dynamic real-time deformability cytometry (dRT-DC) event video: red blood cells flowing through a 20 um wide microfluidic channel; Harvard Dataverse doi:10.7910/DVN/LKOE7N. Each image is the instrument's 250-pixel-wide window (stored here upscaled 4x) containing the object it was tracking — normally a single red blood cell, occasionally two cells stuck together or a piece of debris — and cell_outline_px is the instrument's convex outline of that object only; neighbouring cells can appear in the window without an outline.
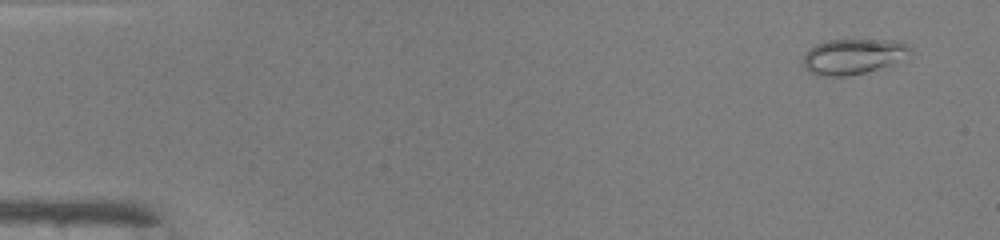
{"species": "common noctule bat (a hibernating species)", "species_latin": "Nyctalus noctula", "temperature_condition": "warm", "stored_images_in_passage": 3, "camera_frame_rate_fps": 3000, "um_per_image_px": 0.085, "animal": {"sex": "male", "body_mass_g": 19.0, "forearm_length_mm": 50.8}, "frame": {"image": 1, "passage_image": 1, "time_ms": 0.0, "image_size_px": [1000, 240], "cell_outline_px": [[912, 52], [888, 64], [864, 72], [844, 76], [816, 76], [804, 64], [804, 56], [816, 44], [824, 40], [900, 40], [908, 44]], "centroid_in_image_um": [72.51, 4.77], "position_along_channel_um": 12.5, "area_um2": 21.44}}